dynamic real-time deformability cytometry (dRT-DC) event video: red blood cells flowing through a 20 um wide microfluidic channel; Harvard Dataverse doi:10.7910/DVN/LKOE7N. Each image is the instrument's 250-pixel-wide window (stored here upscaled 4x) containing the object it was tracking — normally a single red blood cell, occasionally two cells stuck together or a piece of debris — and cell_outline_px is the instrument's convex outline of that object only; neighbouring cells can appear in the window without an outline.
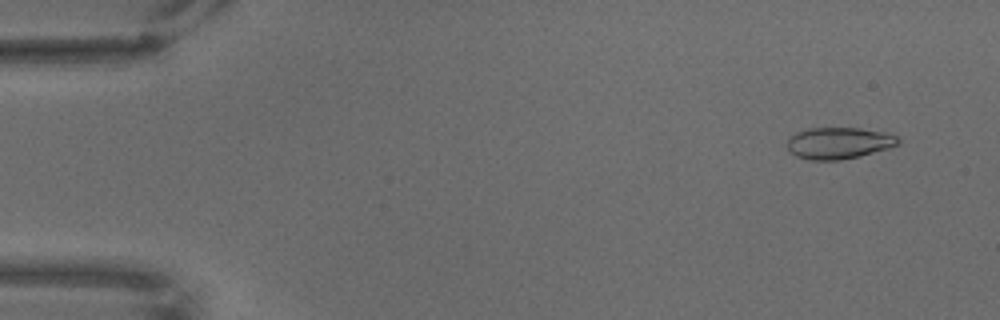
{"species": "common noctule bat (a hibernating species)", "species_latin": "Nyctalus noctula", "temperature_condition": "warm", "stored_images_in_passage": 69, "camera_frame_rate_fps": 3000, "um_per_image_px": 0.085, "animal": {"sex": "male", "body_mass_g": 18.8}, "frame": {"image": 1, "passage_image": 5, "time_ms": 1.333, "image_size_px": [1000, 320], "cell_outline_px": [[900, 144], [888, 148], [860, 156], [840, 160], [808, 160], [796, 156], [788, 148], [788, 136], [796, 132], [808, 128], [860, 128], [884, 132], [896, 136], [900, 140]], "centroid_in_image_um": [71.29, 12.16], "position_along_channel_um": 13.7, "area_um2": 20.46}}
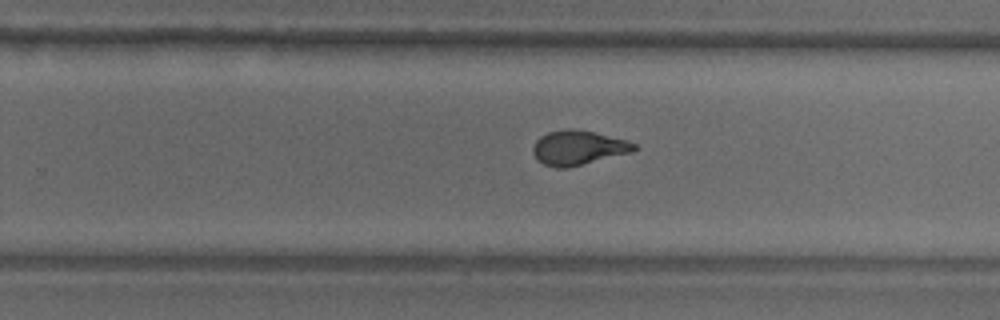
{"frame": {"image": 2, "passage_image": 44, "time_ms": 14.333, "image_size_px": [1000, 320], "cell_outline_px": [[636, 148], [632, 152], [568, 168], [556, 168], [544, 164], [536, 160], [532, 152], [532, 148], [536, 140], [540, 136], [548, 132], [568, 128], [572, 128], [592, 132], [624, 140], [636, 144]], "centroid_in_image_um": [49.08, 12.57], "position_along_channel_um": 280.7, "area_um2": 20.23}}
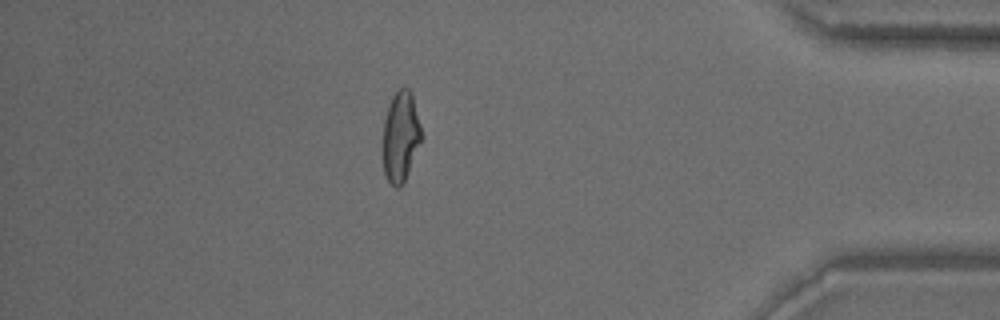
{"frame": {"image": 3, "passage_image": 60, "time_ms": 19.667, "image_size_px": [1000, 320], "cell_outline_px": [[424, 136], [404, 180], [400, 188], [396, 188], [388, 180], [384, 172], [384, 120], [388, 104], [392, 96], [400, 88], [408, 88], [412, 92]], "centroid_in_image_um": [34.09, 11.56], "position_along_channel_um": 401.1, "area_um2": 20.29}}